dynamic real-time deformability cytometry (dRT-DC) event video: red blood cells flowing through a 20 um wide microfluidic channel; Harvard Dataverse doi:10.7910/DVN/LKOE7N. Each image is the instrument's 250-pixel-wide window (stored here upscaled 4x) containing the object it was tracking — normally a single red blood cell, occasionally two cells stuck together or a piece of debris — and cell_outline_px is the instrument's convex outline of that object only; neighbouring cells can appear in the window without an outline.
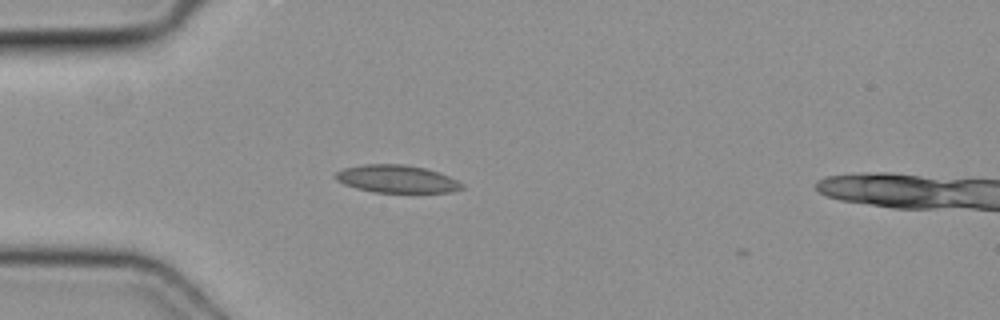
{"species": "common noctule bat (a hibernating species)", "species_latin": "Nyctalus noctula", "temperature_condition": "cold", "stored_images_in_passage": 3, "camera_frame_rate_fps": 3000, "um_per_image_px": 0.085, "animal": {"sex": "female", "body_mass_g": 19.3, "forearm_length_mm": 54.1}, "frame": {"image": 1, "passage_image": 1, "time_ms": 0.0, "image_size_px": [1000, 320], "cell_outline_px": [[464, 188], [452, 192], [372, 192], [356, 188], [344, 184], [336, 180], [332, 176], [336, 172], [344, 168], [364, 164], [404, 164], [424, 168], [440, 172], [464, 184]], "centroid_in_image_um": [33.71, 15.21], "position_along_channel_um": 51.3, "area_um2": 20.46}}